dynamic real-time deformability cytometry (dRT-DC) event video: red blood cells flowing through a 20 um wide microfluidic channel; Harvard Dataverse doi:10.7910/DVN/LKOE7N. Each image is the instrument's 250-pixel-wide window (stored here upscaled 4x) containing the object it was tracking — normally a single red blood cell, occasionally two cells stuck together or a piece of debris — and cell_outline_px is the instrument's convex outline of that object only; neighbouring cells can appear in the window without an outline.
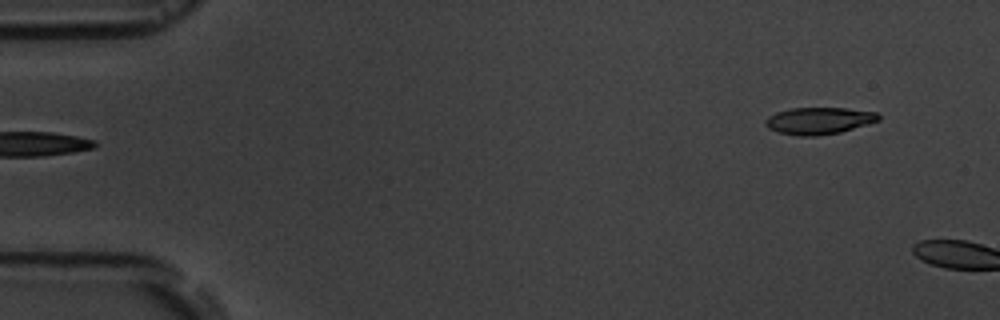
{"species": "common noctule bat (a hibernating species)", "species_latin": "Nyctalus noctula", "temperature_condition": "room temperature", "stored_images_in_passage": 2, "camera_frame_rate_fps": 3000, "um_per_image_px": 0.085, "animal": {"sex": "male", "body_mass_g": 19.5, "forearm_length_mm": 54.6}, "frame": {"image": 1, "passage_image": 2, "time_ms": 1.0, "image_size_px": [1000, 320], "cell_outline_px": [[880, 120], [868, 124], [840, 132], [816, 136], [800, 136], [780, 132], [768, 128], [764, 124], [764, 120], [768, 116], [776, 112], [792, 108], [844, 108], [876, 112], [880, 116]], "centroid_in_image_um": [69.59, 10.26], "position_along_channel_um": 15.4, "area_um2": 17.69}}